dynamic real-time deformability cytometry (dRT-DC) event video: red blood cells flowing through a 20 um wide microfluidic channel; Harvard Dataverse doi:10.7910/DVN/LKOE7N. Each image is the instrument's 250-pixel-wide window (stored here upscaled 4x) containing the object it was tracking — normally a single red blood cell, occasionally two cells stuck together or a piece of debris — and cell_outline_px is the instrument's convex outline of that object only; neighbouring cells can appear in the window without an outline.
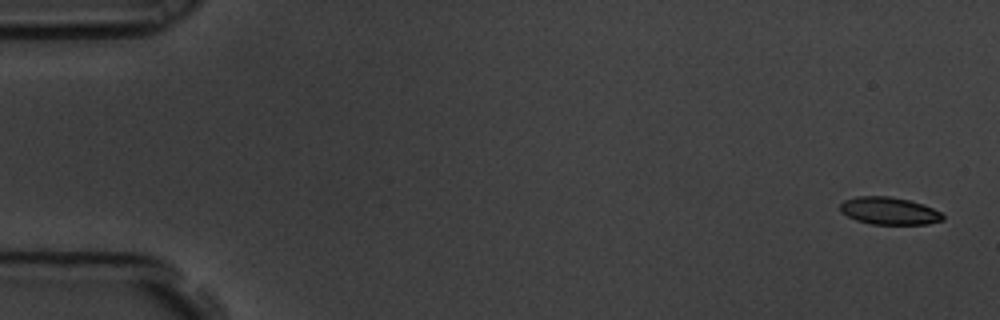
{"species": "common noctule bat (a hibernating species)", "species_latin": "Nyctalus noctula", "temperature_condition": "room temperature", "stored_images_in_passage": 7, "camera_frame_rate_fps": 3000, "um_per_image_px": 0.085, "animal": {"sex": "male", "body_mass_g": 19.5, "forearm_length_mm": 54.6}, "frame": {"image": 1, "passage_image": 1, "time_ms": 0.0, "image_size_px": [1000, 320], "cell_outline_px": [[944, 220], [928, 224], [872, 224], [856, 220], [840, 212], [840, 204], [844, 200], [856, 196], [888, 196], [908, 200], [924, 204], [940, 212], [944, 216]], "centroid_in_image_um": [75.57, 17.92], "position_along_channel_um": 9.4, "area_um2": 16.42}}
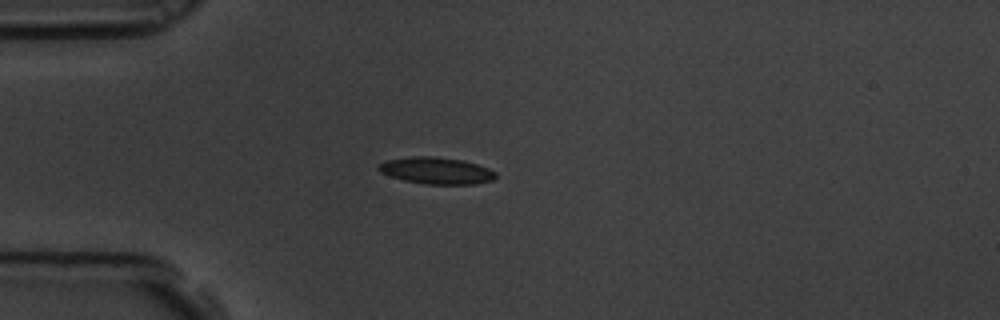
{"frame": {"image": 2, "passage_image": 5, "time_ms": 1.333, "image_size_px": [1000, 320], "cell_outline_px": [[496, 176], [492, 180], [476, 184], [424, 184], [404, 180], [380, 172], [376, 168], [380, 164], [388, 160], [412, 156], [432, 156], [460, 160], [476, 164], [488, 168], [496, 172]], "centroid_in_image_um": [37.09, 14.51], "position_along_channel_um": 47.9, "area_um2": 18.03}}
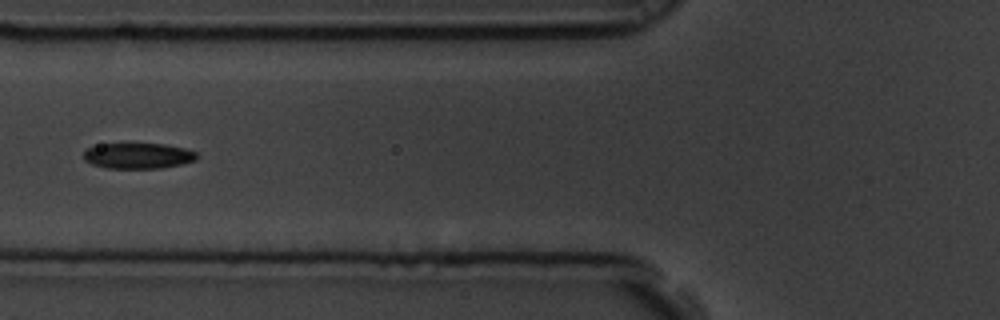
{"frame": {"image": 3, "passage_image": 7, "time_ms": 2.0, "image_size_px": [1000, 320], "cell_outline_px": [[200, 156], [196, 160], [180, 164], [160, 168], [108, 168], [92, 164], [84, 160], [84, 152], [88, 148], [100, 144], [124, 140], [164, 144], [184, 148], [196, 152]], "centroid_in_image_um": [11.72, 13.18], "position_along_channel_um": 114.1, "area_um2": 17.74}}